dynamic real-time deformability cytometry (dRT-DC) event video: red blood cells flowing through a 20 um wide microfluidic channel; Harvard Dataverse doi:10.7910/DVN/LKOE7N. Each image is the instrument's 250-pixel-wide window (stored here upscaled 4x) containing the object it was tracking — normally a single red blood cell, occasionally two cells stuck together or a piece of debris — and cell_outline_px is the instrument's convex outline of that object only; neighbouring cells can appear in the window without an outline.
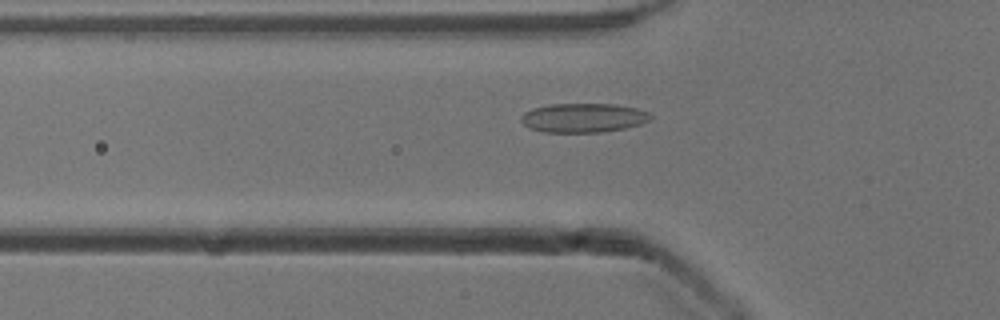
{"species": "common noctule bat (a hibernating species)", "species_latin": "Nyctalus noctula", "temperature_condition": "cold", "stored_images_in_passage": 45, "camera_frame_rate_fps": 3000, "um_per_image_px": 0.085, "animal": {"sex": "male", "body_mass_g": 13.3}, "frame": {"image": 1, "passage_image": 10, "time_ms": 3.0, "image_size_px": [1000, 320], "cell_outline_px": [[652, 116], [648, 120], [640, 124], [624, 128], [600, 132], [544, 132], [528, 128], [520, 120], [520, 116], [524, 112], [532, 108], [552, 104], [616, 104], [636, 108], [648, 112]], "centroid_in_image_um": [49.54, 10.01], "position_along_channel_um": 76.3, "area_um2": 21.96}}
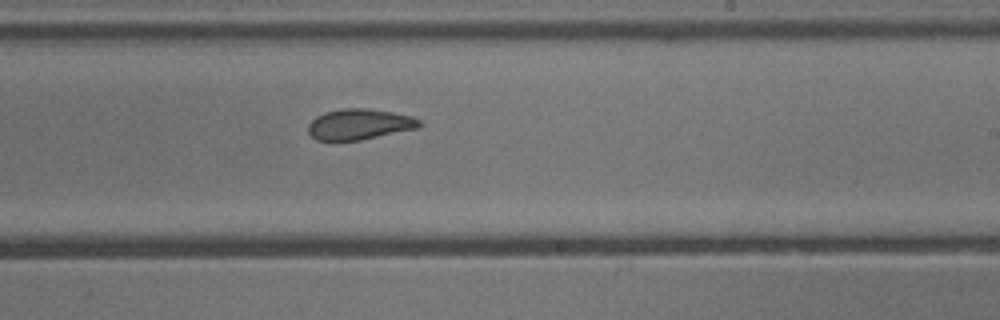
{"frame": {"image": 2, "passage_image": 24, "time_ms": 7.667, "image_size_px": [1000, 320], "cell_outline_px": [[424, 124], [420, 128], [360, 140], [336, 144], [332, 144], [316, 140], [308, 132], [308, 124], [316, 116], [324, 112], [340, 108], [364, 108], [392, 112], [412, 116], [420, 120]], "centroid_in_image_um": [30.51, 10.61], "position_along_channel_um": 258.5, "area_um2": 20.75}}
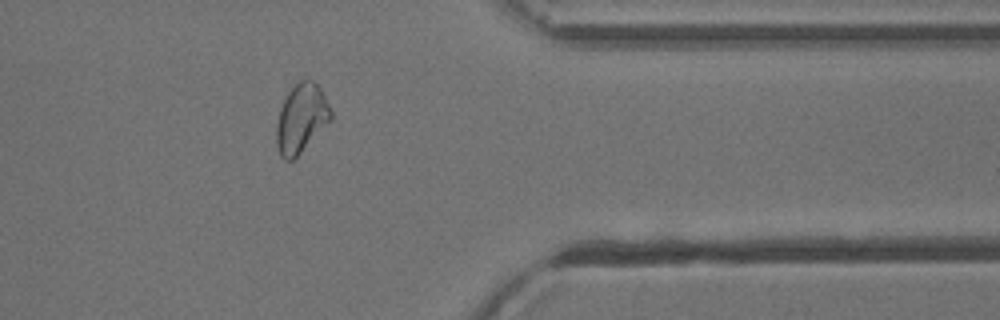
{"frame": {"image": 3, "passage_image": 35, "time_ms": 11.333, "image_size_px": [1000, 320], "cell_outline_px": [[332, 120], [292, 160], [284, 160], [280, 156], [276, 144], [276, 124], [280, 108], [288, 92], [300, 80], [312, 80], [320, 88], [332, 112]], "centroid_in_image_um": [25.6, 10.07], "position_along_channel_um": 385.8, "area_um2": 21.56}, "authors_computed_cell_mechanics": {"area_um2": 21.5016, "velocity_mm_per_s": 3.8852, "shape_relaxation_time_tau1_ms": null, "shape_relaxation_time_tau2_ms": 1.5262, "deformation_change_tau1": null, "deformation_change_tau2": 0.076}}